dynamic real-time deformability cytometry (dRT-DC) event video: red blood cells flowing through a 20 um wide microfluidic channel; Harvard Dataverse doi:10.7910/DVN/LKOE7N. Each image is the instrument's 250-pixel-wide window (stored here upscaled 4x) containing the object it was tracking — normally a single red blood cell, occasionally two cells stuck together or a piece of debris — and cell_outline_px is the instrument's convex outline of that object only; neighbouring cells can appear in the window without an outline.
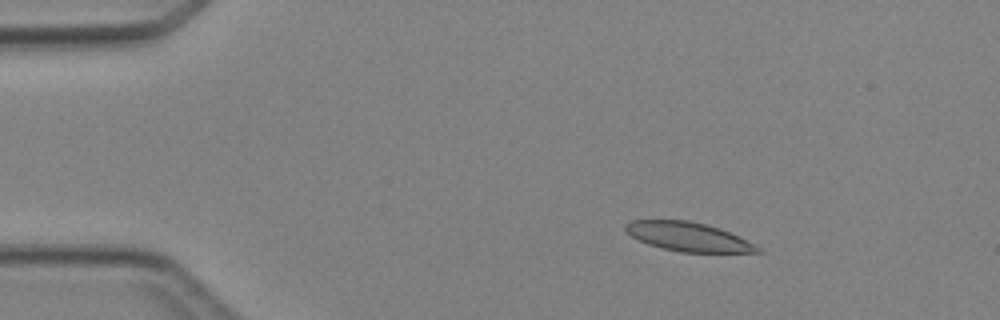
{"species": "Egyptian fruit bat (a non-hibernating species)", "species_latin": "Rousettus aegyptiacus", "temperature_condition": "cold", "stored_images_in_passage": 5, "camera_frame_rate_fps": 3000, "um_per_image_px": 0.085, "animal": {"sex": "female"}, "frame": {"image": 1, "passage_image": 2, "time_ms": 1.0, "image_size_px": [1000, 320], "cell_outline_px": [[764, 252], [680, 252], [648, 244], [632, 236], [624, 228], [624, 224], [628, 220], [688, 220], [720, 228], [740, 236], [760, 248]], "centroid_in_image_um": [58.49, 20.11], "position_along_channel_um": 26.5, "area_um2": 22.14}}
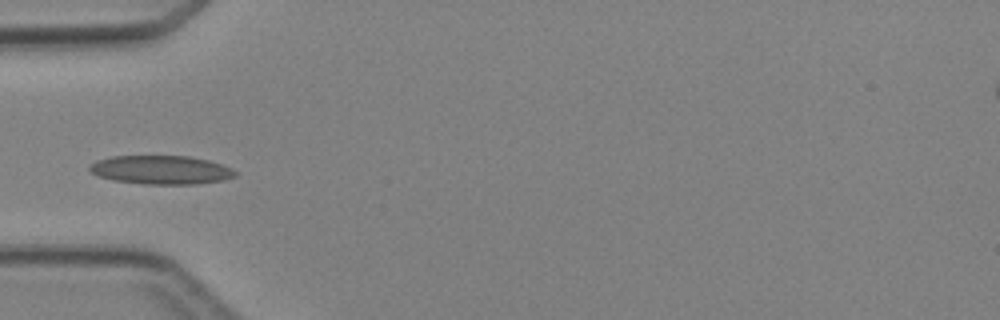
{"frame": {"image": 2, "passage_image": 4, "time_ms": 3.667, "image_size_px": [1000, 320], "cell_outline_px": [[236, 176], [224, 180], [196, 184], [144, 184], [112, 180], [88, 172], [88, 168], [96, 160], [112, 156], [188, 156], [208, 160], [232, 168], [236, 172]], "centroid_in_image_um": [13.68, 14.44], "position_along_channel_um": 71.3, "area_um2": 24.39}}
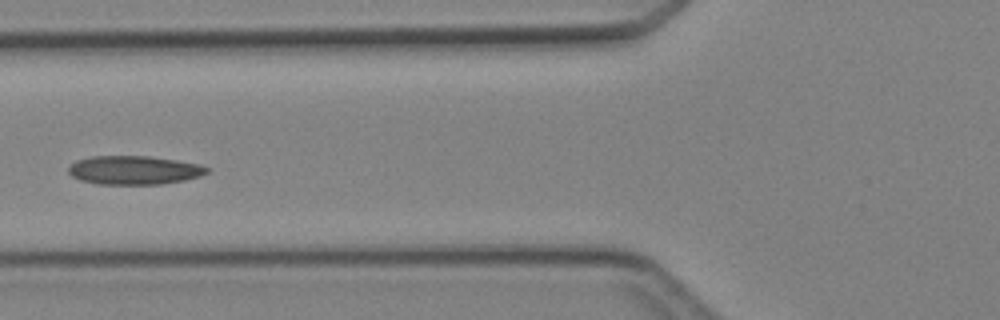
{"frame": {"image": 3, "passage_image": 5, "time_ms": 4.667, "image_size_px": [1000, 320], "cell_outline_px": [[208, 172], [200, 176], [184, 180], [160, 184], [96, 184], [80, 180], [72, 176], [68, 172], [68, 168], [76, 160], [92, 156], [148, 156], [176, 160], [200, 164], [208, 168]], "centroid_in_image_um": [11.38, 14.46], "position_along_channel_um": 114.4, "area_um2": 23.12}}